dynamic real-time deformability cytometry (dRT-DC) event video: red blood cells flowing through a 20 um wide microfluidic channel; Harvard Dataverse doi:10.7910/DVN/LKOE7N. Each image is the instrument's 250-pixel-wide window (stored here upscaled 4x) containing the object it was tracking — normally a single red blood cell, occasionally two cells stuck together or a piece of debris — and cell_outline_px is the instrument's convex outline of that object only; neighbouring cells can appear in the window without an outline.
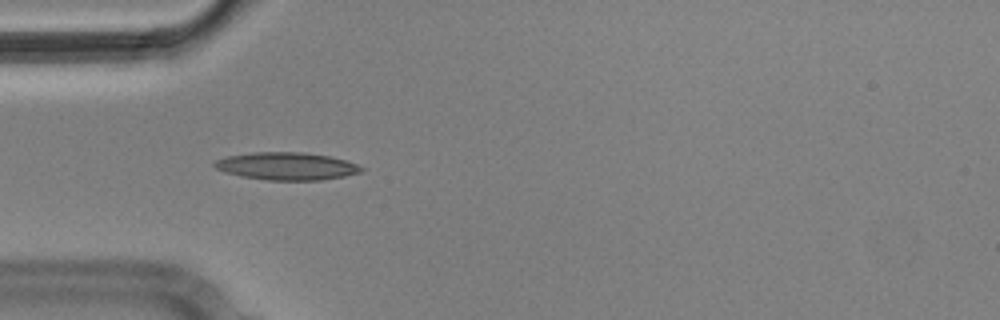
{"species": "Egyptian fruit bat (a non-hibernating species)", "species_latin": "Rousettus aegyptiacus", "temperature_condition": "cold", "stored_images_in_passage": 9, "camera_frame_rate_fps": 3000, "um_per_image_px": 0.085, "animal": {"sex": "male"}, "frame": {"image": 1, "passage_image": 3, "time_ms": 0.667, "image_size_px": [1000, 320], "cell_outline_px": [[364, 168], [360, 172], [344, 176], [320, 180], [268, 180], [240, 176], [224, 172], [216, 168], [212, 164], [216, 160], [228, 156], [252, 152], [304, 152], [328, 156], [344, 160], [356, 164]], "centroid_in_image_um": [24.33, 14.12], "position_along_channel_um": 60.7, "area_um2": 23.47}}
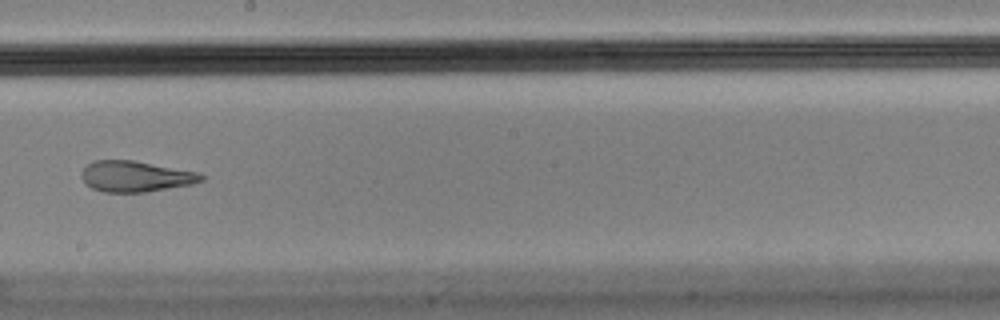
{"frame": {"image": 2, "passage_image": 7, "time_ms": 2.0, "image_size_px": [1000, 320], "cell_outline_px": [[204, 180], [192, 184], [144, 192], [104, 192], [92, 188], [80, 176], [80, 172], [92, 160], [132, 160], [200, 172], [204, 176]], "centroid_in_image_um": [11.53, 14.98], "position_along_channel_um": 236.7, "area_um2": 21.5}}
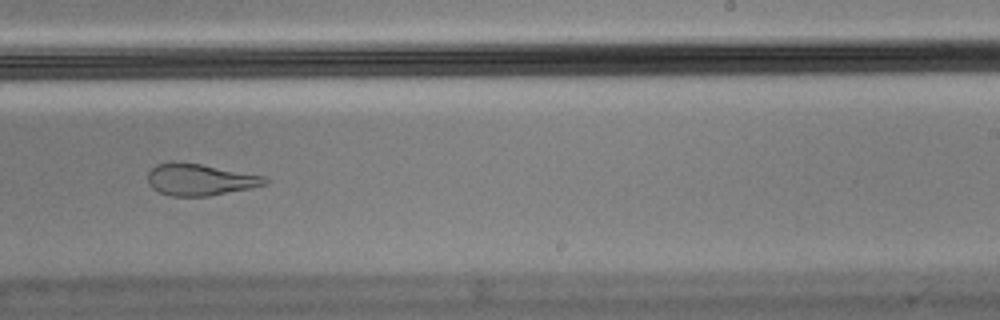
{"frame": {"image": 3, "passage_image": 8, "time_ms": 2.333, "image_size_px": [1000, 320], "cell_outline_px": [[268, 184], [252, 188], [208, 196], [172, 196], [160, 192], [152, 188], [148, 184], [148, 172], [156, 164], [200, 164], [264, 176], [268, 180]], "centroid_in_image_um": [17.03, 15.3], "position_along_channel_um": 272.0, "area_um2": 21.1}}